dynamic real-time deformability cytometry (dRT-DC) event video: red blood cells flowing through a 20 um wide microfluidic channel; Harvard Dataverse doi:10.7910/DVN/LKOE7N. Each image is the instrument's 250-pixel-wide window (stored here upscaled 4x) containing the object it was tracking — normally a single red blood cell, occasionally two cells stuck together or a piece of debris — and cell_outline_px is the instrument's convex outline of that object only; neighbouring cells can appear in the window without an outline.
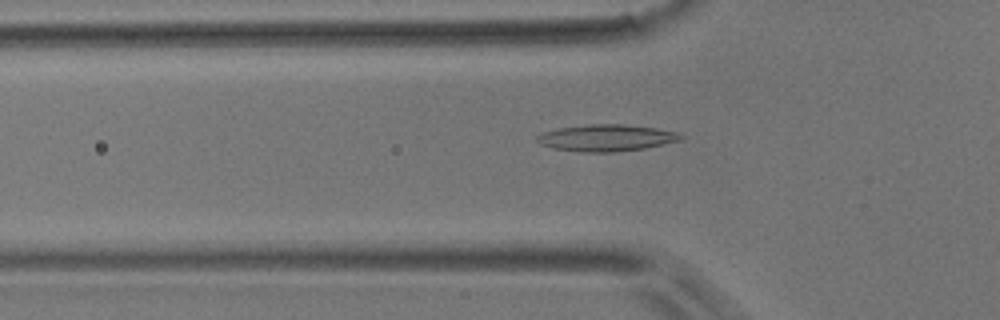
{"species": "common noctule bat (a hibernating species)", "species_latin": "Nyctalus noctula", "temperature_condition": "room temperature", "stored_images_in_passage": 49, "camera_frame_rate_fps": 3000, "um_per_image_px": 0.085, "animal": {"sex": "male", "body_mass_g": 17.9}, "frame": {"image": 1, "passage_image": 17, "time_ms": 5.333, "image_size_px": [1000, 320], "cell_outline_px": [[684, 136], [680, 140], [644, 148], [616, 152], [580, 152], [552, 148], [540, 144], [536, 140], [536, 136], [540, 132], [560, 128], [588, 124], [624, 124], [656, 128], [676, 132]], "centroid_in_image_um": [51.49, 11.72], "position_along_channel_um": 74.3, "area_um2": 22.37}}
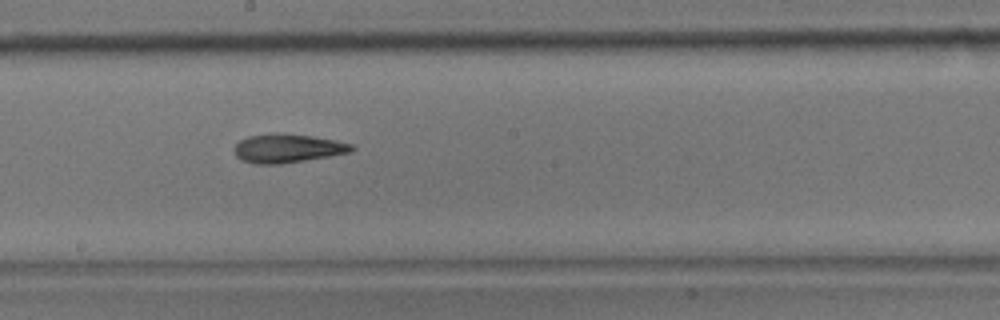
{"frame": {"image": 2, "passage_image": 29, "time_ms": 9.333, "image_size_px": [1000, 320], "cell_outline_px": [[356, 148], [352, 152], [280, 164], [256, 164], [240, 160], [236, 156], [236, 144], [240, 140], [248, 136], [272, 132], [276, 132], [312, 136], [336, 140], [352, 144]], "centroid_in_image_um": [24.45, 12.59], "position_along_channel_um": 223.8, "area_um2": 19.71}}
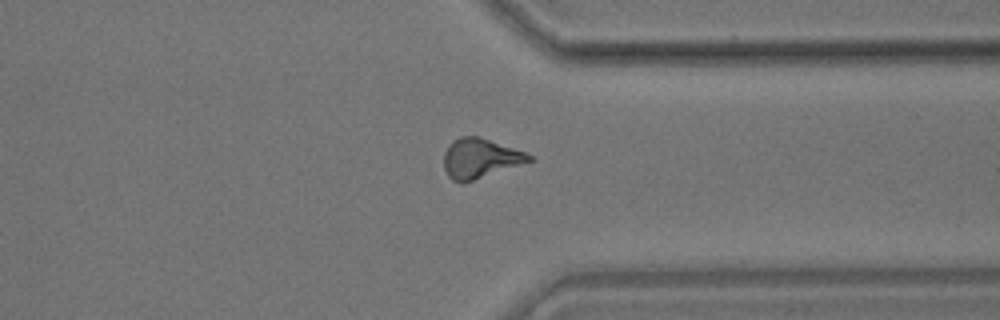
{"frame": {"image": 3, "passage_image": 41, "time_ms": 13.333, "image_size_px": [1000, 320], "cell_outline_px": [[536, 160], [464, 184], [460, 184], [452, 180], [448, 176], [444, 168], [444, 152], [452, 140], [460, 136], [476, 136], [524, 152], [532, 156]], "centroid_in_image_um": [40.8, 13.5], "position_along_channel_um": 370.6, "area_um2": 19.88}, "authors_computed_cell_mechanics": {"area_um2": 19.7676, "velocity_mm_per_s": 3.7127, "shape_relaxation_time_tau1_ms": null, "shape_relaxation_time_tau2_ms": 5.9497, "deformation_change_tau1": null, "deformation_change_tau2": 0.1705}}